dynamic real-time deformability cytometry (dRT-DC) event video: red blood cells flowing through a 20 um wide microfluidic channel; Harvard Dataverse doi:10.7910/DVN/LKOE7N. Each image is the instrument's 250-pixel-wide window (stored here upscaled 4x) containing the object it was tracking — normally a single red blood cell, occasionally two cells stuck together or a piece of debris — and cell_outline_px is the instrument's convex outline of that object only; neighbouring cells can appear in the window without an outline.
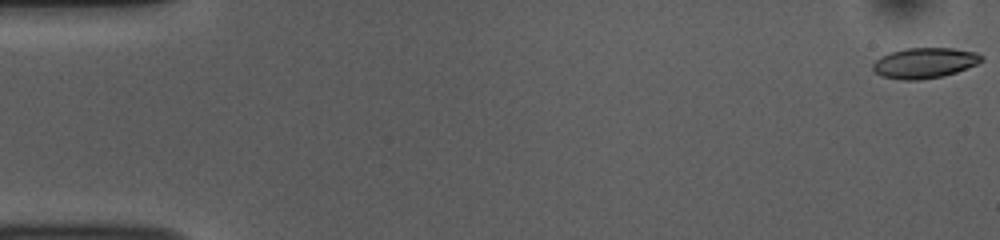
{"species": "common noctule bat (a hibernating species)", "species_latin": "Nyctalus noctula", "temperature_condition": "room temperature", "stored_images_in_passage": 50, "camera_frame_rate_fps": 3000, "um_per_image_px": 0.085, "animal": {"sex": "female", "body_mass_g": 10.0, "forearm_length_mm": 53.1}, "frame": {"image": 1, "passage_image": 1, "time_ms": 0.0, "image_size_px": [1000, 240], "cell_outline_px": [[984, 60], [976, 64], [956, 72], [944, 76], [920, 80], [904, 80], [880, 76], [872, 68], [872, 64], [880, 56], [904, 48], [952, 48], [976, 52], [984, 56]], "centroid_in_image_um": [78.59, 5.35], "position_along_channel_um": 6.4, "area_um2": 19.36}}
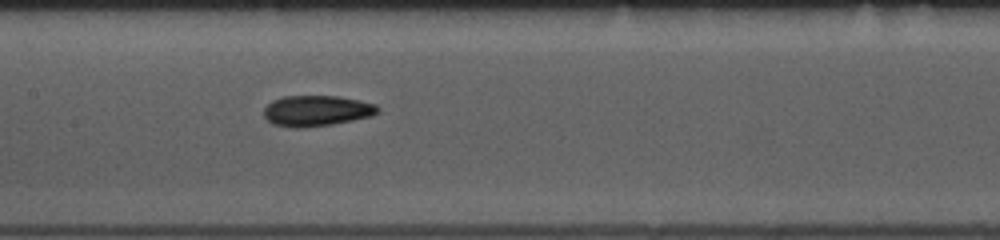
{"frame": {"image": 2, "passage_image": 26, "time_ms": 8.333, "image_size_px": [1000, 240], "cell_outline_px": [[380, 112], [372, 116], [332, 124], [304, 128], [292, 128], [272, 124], [264, 116], [264, 108], [272, 100], [284, 96], [340, 96], [376, 104], [380, 108]], "centroid_in_image_um": [26.92, 9.42], "position_along_channel_um": 180.5, "area_um2": 20.58}}
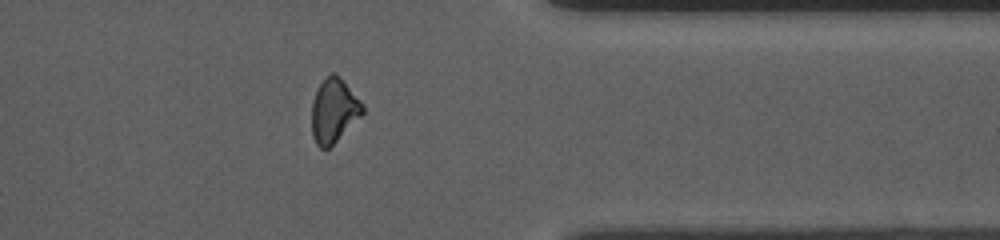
{"frame": {"image": 3, "passage_image": 43, "time_ms": 14.0, "image_size_px": [1000, 240], "cell_outline_px": [[364, 112], [328, 148], [320, 148], [316, 144], [312, 136], [312, 100], [320, 84], [332, 72], [336, 72], [344, 80], [364, 104]], "centroid_in_image_um": [28.38, 9.37], "position_along_channel_um": 383.0, "area_um2": 18.79}}